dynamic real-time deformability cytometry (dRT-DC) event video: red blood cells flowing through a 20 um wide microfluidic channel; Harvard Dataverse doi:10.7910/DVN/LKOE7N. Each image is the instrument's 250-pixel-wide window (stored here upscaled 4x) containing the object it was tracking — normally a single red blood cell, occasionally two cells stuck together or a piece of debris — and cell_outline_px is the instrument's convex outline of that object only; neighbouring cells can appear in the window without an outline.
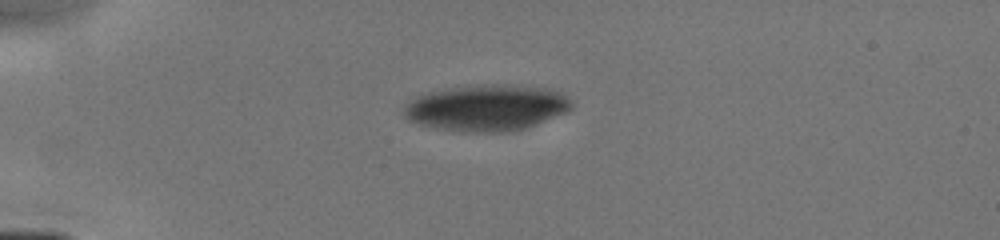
{"species": "human", "species_latin": "Homo sapiens", "temperature_condition": "cold", "stored_images_in_passage": 5, "camera_frame_rate_fps": 3000, "um_per_image_px": 0.085, "donor": {"sex": "male"}, "frame": {"image": 1, "passage_image": 1, "time_ms": 0.0, "image_size_px": [1000, 240], "cell_outline_px": [[572, 108], [564, 112], [536, 124], [524, 128], [504, 132], [460, 132], [432, 128], [408, 120], [404, 116], [404, 104], [412, 96], [428, 92], [452, 88], [496, 84], [544, 88], [560, 92], [572, 100]], "centroid_in_image_um": [41.29, 9.17], "position_along_channel_um": 43.7, "area_um2": 44.97}}